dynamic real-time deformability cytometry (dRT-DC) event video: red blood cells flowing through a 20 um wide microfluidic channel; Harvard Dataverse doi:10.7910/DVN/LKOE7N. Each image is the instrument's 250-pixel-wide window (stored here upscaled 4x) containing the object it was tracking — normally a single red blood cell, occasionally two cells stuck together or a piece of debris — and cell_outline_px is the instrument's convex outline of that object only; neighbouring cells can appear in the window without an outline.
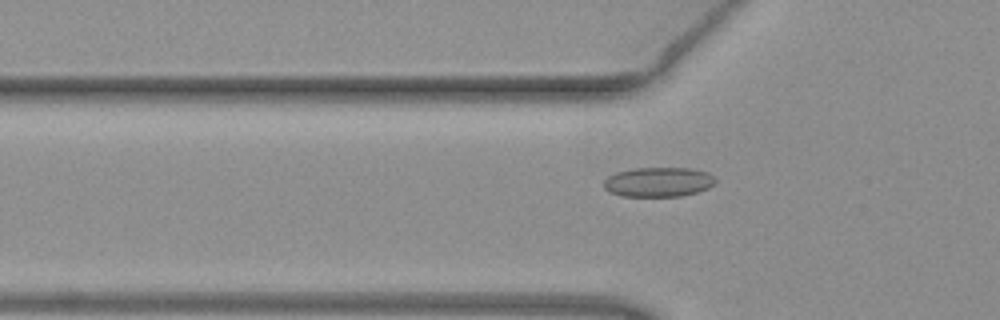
{"species": "common noctule bat (a hibernating species)", "species_latin": "Nyctalus noctula", "temperature_condition": "warm", "stored_images_in_passage": 48, "camera_frame_rate_fps": 3000, "um_per_image_px": 0.085, "animal": {"sex": "female", "body_mass_g": 19.3, "forearm_length_mm": 54.1}, "frame": {"image": 1, "passage_image": 17, "time_ms": 5.333, "image_size_px": [1000, 320], "cell_outline_px": [[716, 184], [708, 188], [696, 192], [680, 196], [620, 196], [608, 192], [604, 188], [604, 180], [608, 176], [616, 172], [632, 168], [692, 168], [708, 172], [716, 180]], "centroid_in_image_um": [55.95, 15.46], "position_along_channel_um": 69.9, "area_um2": 19.42}}
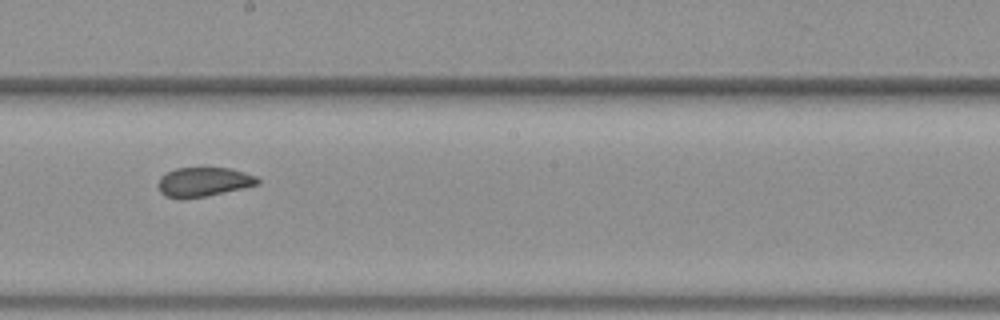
{"frame": {"image": 2, "passage_image": 29, "time_ms": 9.333, "image_size_px": [1000, 320], "cell_outline_px": [[260, 184], [244, 188], [208, 196], [180, 200], [164, 196], [160, 192], [156, 184], [160, 176], [176, 168], [232, 168], [256, 176], [260, 180]], "centroid_in_image_um": [17.28, 15.48], "position_along_channel_um": 230.9, "area_um2": 17.4}}
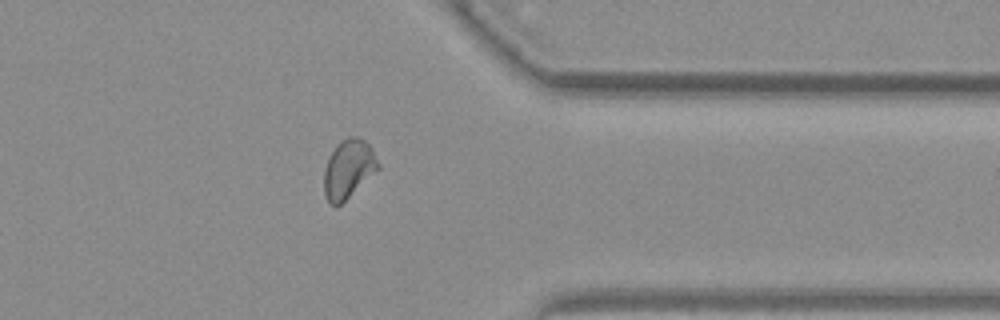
{"frame": {"image": 3, "passage_image": 41, "time_ms": 13.333, "image_size_px": [1000, 320], "cell_outline_px": [[380, 168], [340, 204], [332, 204], [328, 200], [324, 192], [324, 168], [336, 144], [348, 136], [356, 136], [364, 140], [372, 148], [380, 164]], "centroid_in_image_um": [29.63, 14.32], "position_along_channel_um": 381.8, "area_um2": 18.21}, "authors_computed_cell_mechanics": {"area_um2": 18.0914, "velocity_mm_per_s": 4.0099, "shape_relaxation_time_tau1_ms": null, "shape_relaxation_time_tau2_ms": 0.7627, "deformation_change_tau1": null, "deformation_change_tau2": 0.0553}}